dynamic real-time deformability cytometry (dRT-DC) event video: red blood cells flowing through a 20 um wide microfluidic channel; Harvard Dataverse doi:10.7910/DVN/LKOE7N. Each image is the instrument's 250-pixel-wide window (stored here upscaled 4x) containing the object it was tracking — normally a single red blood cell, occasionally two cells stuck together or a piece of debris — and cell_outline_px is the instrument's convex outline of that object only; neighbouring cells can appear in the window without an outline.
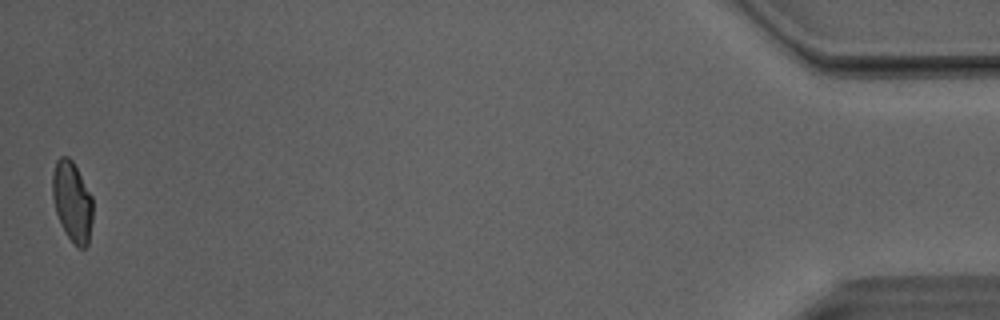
{"species": "Egyptian fruit bat (a non-hibernating species)", "species_latin": "Rousettus aegyptiacus", "temperature_condition": "room temperature", "stored_images_in_passage": 49, "camera_frame_rate_fps": 3000, "um_per_image_px": 0.085, "animal": {"sex": "male"}, "frame": {"image": 1, "passage_image": 49, "time_ms": 16.0, "image_size_px": [1000, 320], "cell_outline_px": [[92, 220], [88, 244], [84, 248], [76, 248], [68, 236], [56, 212], [52, 196], [52, 172], [56, 160], [60, 156], [68, 156], [72, 160], [92, 196]], "centroid_in_image_um": [6.13, 17.11], "position_along_channel_um": 429.1, "area_um2": 18.79}, "authors_computed_cell_mechanics": {"area_um2": 19.7098, "velocity_mm_per_s": 4.0921, "shape_relaxation_time_tau1_ms": 4.9248, "shape_relaxation_time_tau2_ms": 1.9495, "deformation_change_tau1": 0.1363, "deformation_change_tau2": 0.0717}}